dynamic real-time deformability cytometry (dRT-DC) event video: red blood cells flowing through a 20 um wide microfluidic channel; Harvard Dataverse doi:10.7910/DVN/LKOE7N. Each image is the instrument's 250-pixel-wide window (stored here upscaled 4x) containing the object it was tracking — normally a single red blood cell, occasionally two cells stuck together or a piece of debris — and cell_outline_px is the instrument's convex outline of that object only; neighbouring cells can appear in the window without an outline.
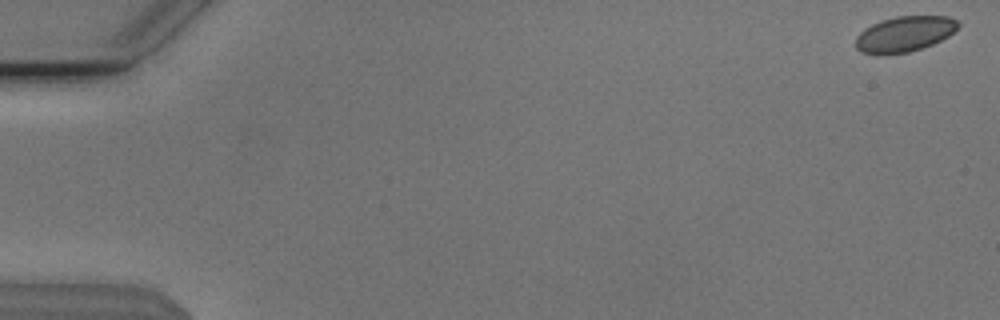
{"species": "Egyptian fruit bat (a non-hibernating species)", "species_latin": "Rousettus aegyptiacus", "temperature_condition": "cold", "stored_images_in_passage": 20, "camera_frame_rate_fps": 3000, "um_per_image_px": 0.085, "animal": {"sex": "male"}, "frame": {"image": 1, "passage_image": 2, "time_ms": 0.333, "image_size_px": [1000, 320], "cell_outline_px": [[960, 24], [948, 36], [932, 44], [908, 52], [880, 56], [860, 52], [856, 48], [856, 36], [860, 32], [872, 24], [896, 16], [948, 16], [956, 20]], "centroid_in_image_um": [76.84, 2.91], "position_along_channel_um": 8.2, "area_um2": 21.15}}
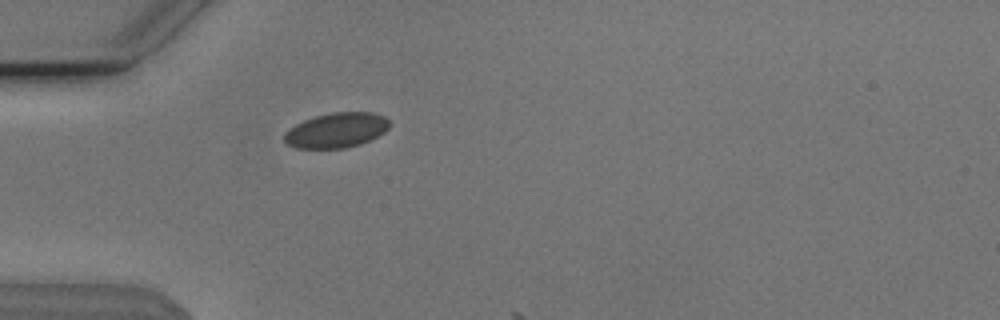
{"frame": {"image": 2, "passage_image": 18, "time_ms": 5.667, "image_size_px": [1000, 320], "cell_outline_px": [[388, 128], [384, 132], [360, 144], [344, 148], [296, 148], [288, 144], [284, 140], [284, 132], [288, 128], [304, 120], [316, 116], [332, 112], [372, 112], [384, 116], [388, 120]], "centroid_in_image_um": [28.56, 11.06], "position_along_channel_um": 56.4, "area_um2": 21.27}}